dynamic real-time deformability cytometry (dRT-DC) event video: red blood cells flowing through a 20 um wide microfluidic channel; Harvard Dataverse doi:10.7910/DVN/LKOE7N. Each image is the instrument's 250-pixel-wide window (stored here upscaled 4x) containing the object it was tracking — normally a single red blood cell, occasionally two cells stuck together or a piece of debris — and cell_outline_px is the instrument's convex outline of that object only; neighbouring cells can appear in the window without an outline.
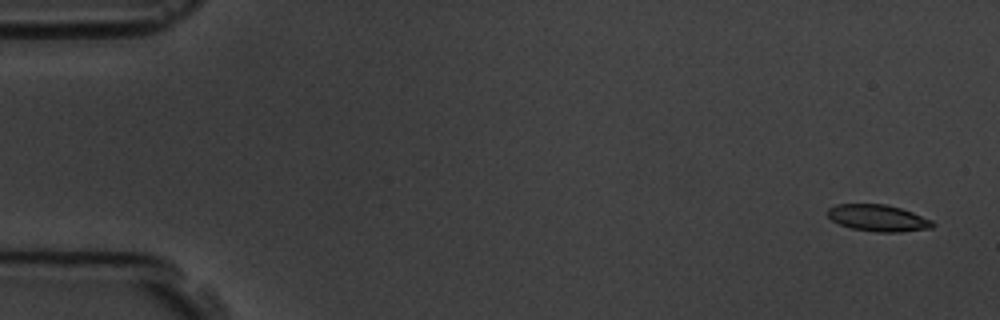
{"species": "common noctule bat (a hibernating species)", "species_latin": "Nyctalus noctula", "temperature_condition": "room temperature", "stored_images_in_passage": 5, "camera_frame_rate_fps": 3000, "um_per_image_px": 0.085, "animal": {"sex": "male", "body_mass_g": 19.5, "forearm_length_mm": 54.6}, "frame": {"image": 1, "passage_image": 1, "time_ms": 0.0, "image_size_px": [1000, 320], "cell_outline_px": [[936, 224], [932, 228], [900, 232], [876, 232], [852, 228], [840, 224], [832, 220], [828, 216], [828, 208], [836, 204], [884, 204], [900, 208], [912, 212], [932, 220]], "centroid_in_image_um": [74.65, 18.53], "position_along_channel_um": 10.3, "area_um2": 16.24}}
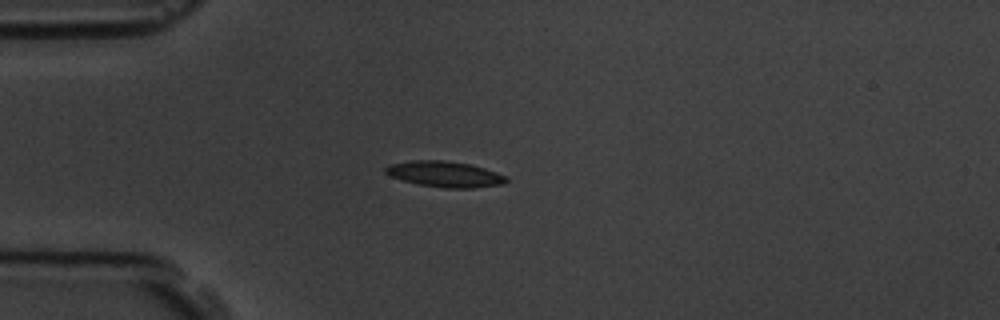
{"frame": {"image": 2, "passage_image": 5, "time_ms": 4.333, "image_size_px": [1000, 320], "cell_outline_px": [[508, 180], [504, 184], [472, 188], [444, 188], [416, 184], [392, 176], [384, 172], [384, 168], [388, 164], [412, 160], [444, 160], [468, 164], [484, 168], [508, 176]], "centroid_in_image_um": [37.81, 14.8], "position_along_channel_um": 47.2, "area_um2": 18.21}}